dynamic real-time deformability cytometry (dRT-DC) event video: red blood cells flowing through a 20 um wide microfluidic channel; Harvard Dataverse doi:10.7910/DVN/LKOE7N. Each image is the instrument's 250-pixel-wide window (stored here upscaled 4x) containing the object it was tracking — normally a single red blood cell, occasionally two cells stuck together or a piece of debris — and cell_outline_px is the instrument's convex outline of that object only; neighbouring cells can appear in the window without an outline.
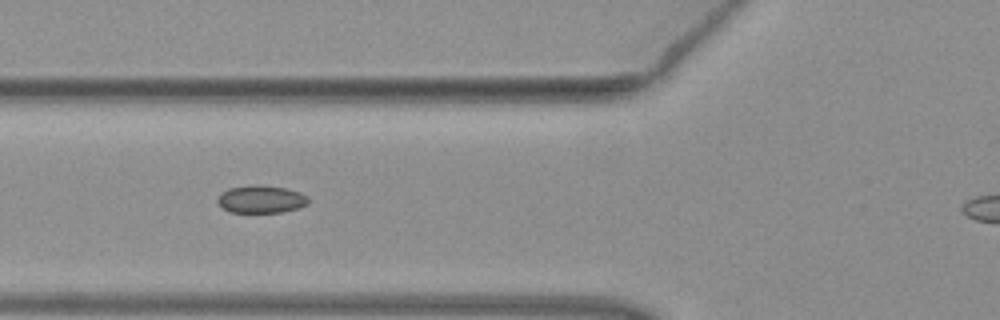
{"species": "common noctule bat (a hibernating species)", "species_latin": "Nyctalus noctula", "temperature_condition": "warm", "stored_images_in_passage": 8, "segment_of_instrument_passage": [1, 2], "camera_frame_rate_fps": 3000, "um_per_image_px": 0.085, "animal": {"sex": "female", "body_mass_g": 19.3, "forearm_length_mm": 54.1}, "frame": {"image": 1, "passage_image": 6, "time_ms": 1.667, "image_size_px": [1000, 320], "cell_outline_px": [[308, 204], [296, 208], [280, 212], [228, 212], [216, 200], [220, 192], [228, 188], [248, 184], [260, 184], [288, 188], [300, 192], [308, 196]], "centroid_in_image_um": [22.17, 16.9], "position_along_channel_um": 103.6, "area_um2": 14.85}}
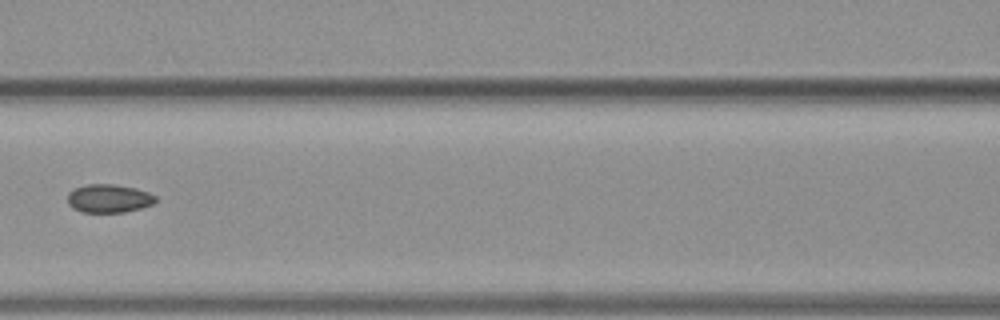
{"frame": {"image": 2, "passage_image": 7, "time_ms": 2.0, "image_size_px": [1000, 320], "cell_outline_px": [[156, 200], [152, 204], [140, 208], [124, 212], [80, 212], [72, 208], [68, 204], [68, 192], [84, 184], [112, 184], [136, 188], [148, 192], [156, 196]], "centroid_in_image_um": [9.22, 16.86], "position_along_channel_um": 157.4, "area_um2": 14.57}}